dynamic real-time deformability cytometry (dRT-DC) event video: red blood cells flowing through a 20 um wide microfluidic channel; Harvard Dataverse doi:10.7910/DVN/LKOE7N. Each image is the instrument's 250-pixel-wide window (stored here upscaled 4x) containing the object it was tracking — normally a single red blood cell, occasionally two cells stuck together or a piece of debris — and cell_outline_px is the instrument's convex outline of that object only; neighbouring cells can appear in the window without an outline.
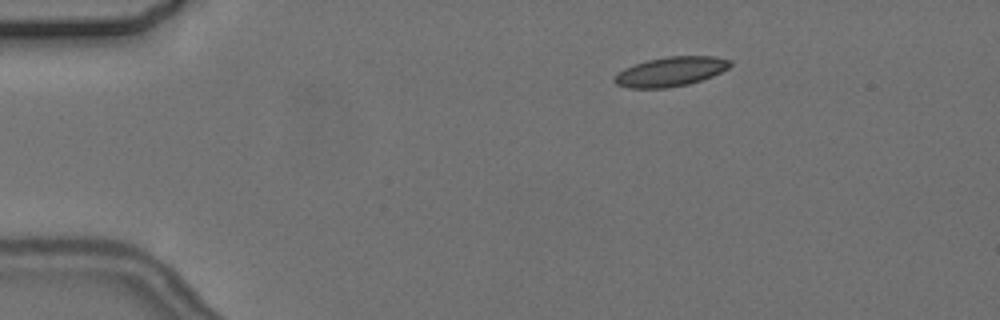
{"species": "common noctule bat (a hibernating species)", "species_latin": "Nyctalus noctula", "temperature_condition": "cold", "stored_images_in_passage": 9, "camera_frame_rate_fps": 3000, "um_per_image_px": 0.085, "animal": {"sex": "female", "body_mass_g": 24.6, "forearm_length_mm": 56.2}, "frame": {"image": 1, "passage_image": 1, "time_ms": 0.0, "image_size_px": [1000, 320], "cell_outline_px": [[732, 64], [728, 68], [712, 76], [688, 84], [664, 88], [628, 88], [616, 84], [612, 80], [624, 68], [648, 60], [668, 56], [712, 56], [732, 60]], "centroid_in_image_um": [57.01, 6.08], "position_along_channel_um": 28.0, "area_um2": 19.65}}
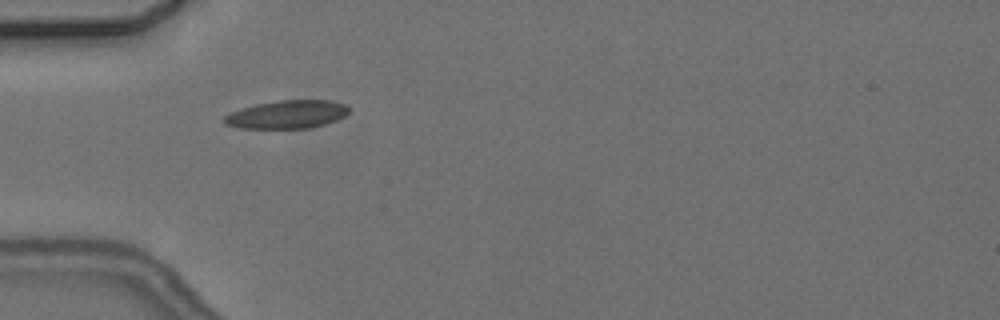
{"frame": {"image": 2, "passage_image": 3, "time_ms": 2.667, "image_size_px": [1000, 320], "cell_outline_px": [[348, 112], [344, 116], [336, 120], [312, 128], [240, 128], [224, 124], [224, 116], [232, 112], [256, 104], [280, 100], [328, 100], [344, 104], [348, 108]], "centroid_in_image_um": [24.4, 9.73], "position_along_channel_um": 60.6, "area_um2": 20.23}}
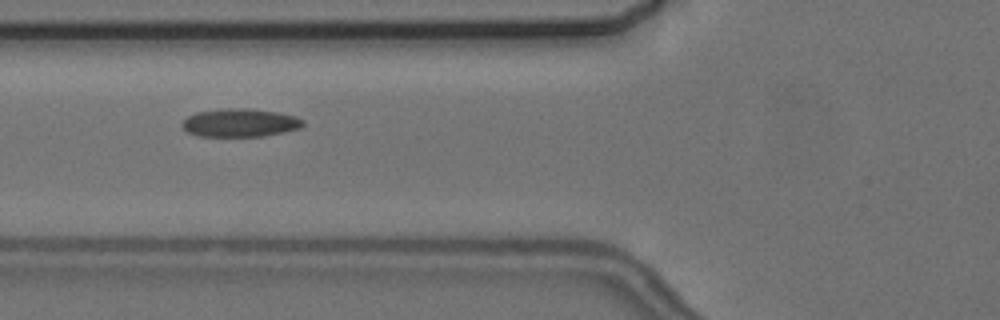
{"frame": {"image": 3, "passage_image": 4, "time_ms": 4.0, "image_size_px": [1000, 320], "cell_outline_px": [[304, 124], [300, 128], [284, 132], [264, 136], [196, 136], [188, 132], [180, 124], [188, 116], [196, 112], [228, 108], [244, 108], [276, 112], [296, 116], [304, 120]], "centroid_in_image_um": [20.4, 10.44], "position_along_channel_um": 105.4, "area_um2": 19.83}}